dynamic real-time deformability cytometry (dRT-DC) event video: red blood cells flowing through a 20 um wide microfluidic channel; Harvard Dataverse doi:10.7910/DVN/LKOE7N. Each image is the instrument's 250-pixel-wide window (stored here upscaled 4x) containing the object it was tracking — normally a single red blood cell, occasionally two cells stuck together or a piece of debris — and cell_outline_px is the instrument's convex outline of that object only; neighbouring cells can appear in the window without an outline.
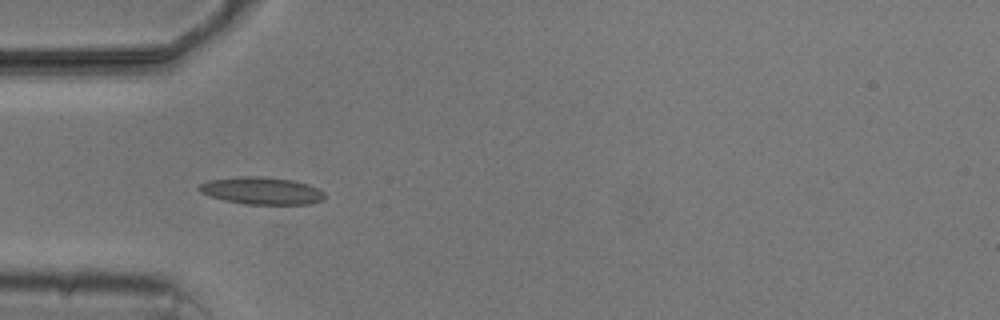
{"species": "common noctule bat (a hibernating species)", "species_latin": "Nyctalus noctula", "temperature_condition": "cold", "stored_images_in_passage": 5, "camera_frame_rate_fps": 3000, "um_per_image_px": 0.085, "animal": {"sex": "male", "body_mass_g": 20.5, "forearm_length_mm": 52.5}, "frame": {"image": 1, "passage_image": 4, "time_ms": 3.667, "image_size_px": [1000, 320], "cell_outline_px": [[324, 200], [308, 204], [244, 204], [224, 200], [200, 192], [196, 188], [200, 184], [208, 180], [240, 176], [260, 176], [292, 180], [308, 184], [324, 192]], "centroid_in_image_um": [22.22, 16.21], "position_along_channel_um": 62.8, "area_um2": 19.94}}
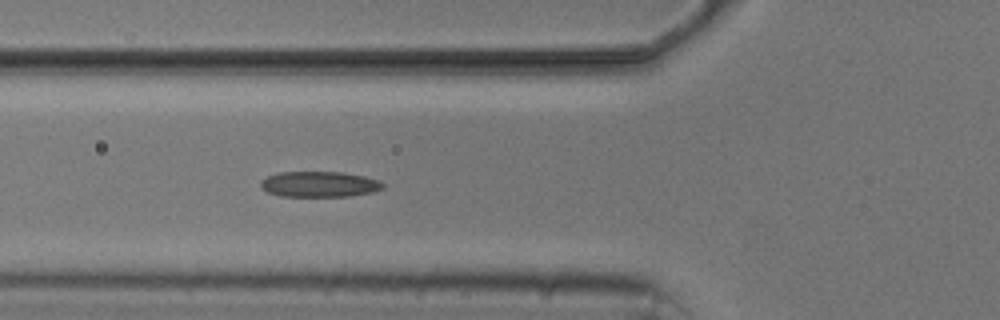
{"frame": {"image": 2, "passage_image": 5, "time_ms": 4.667, "image_size_px": [1000, 320], "cell_outline_px": [[384, 188], [372, 192], [348, 196], [280, 196], [268, 192], [260, 188], [260, 180], [268, 176], [280, 172], [344, 172], [364, 176], [380, 180], [384, 184]], "centroid_in_image_um": [27.14, 15.65], "position_along_channel_um": 98.7, "area_um2": 18.32}}